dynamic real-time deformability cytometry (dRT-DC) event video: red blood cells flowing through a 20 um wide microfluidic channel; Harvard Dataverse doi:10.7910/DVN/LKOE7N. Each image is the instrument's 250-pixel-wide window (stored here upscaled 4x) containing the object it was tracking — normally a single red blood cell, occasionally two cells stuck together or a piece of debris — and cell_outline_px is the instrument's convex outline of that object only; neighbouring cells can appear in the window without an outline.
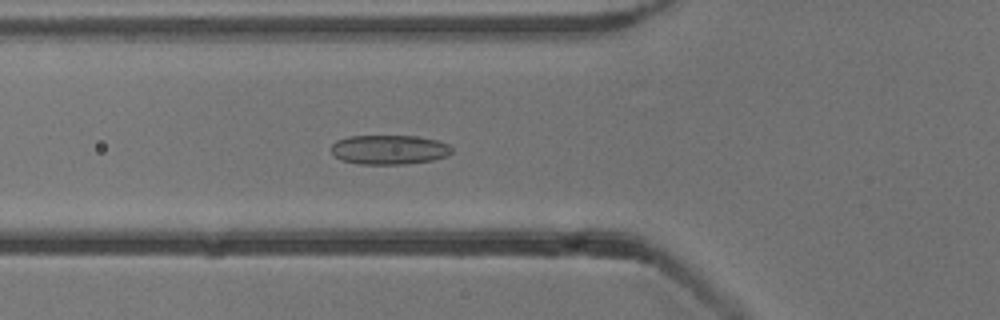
{"species": "common noctule bat (a hibernating species)", "species_latin": "Nyctalus noctula", "temperature_condition": "cold", "stored_images_in_passage": 53, "camera_frame_rate_fps": 3000, "um_per_image_px": 0.085, "animal": {"sex": "male", "body_mass_g": 13.3}, "frame": {"image": 1, "passage_image": 19, "time_ms": 6.0, "image_size_px": [1000, 320], "cell_outline_px": [[452, 152], [448, 156], [432, 160], [404, 164], [360, 164], [344, 160], [336, 156], [332, 152], [332, 144], [336, 140], [348, 136], [416, 136], [436, 140], [448, 144], [452, 148]], "centroid_in_image_um": [33.1, 12.71], "position_along_channel_um": 92.7, "area_um2": 20.58}}
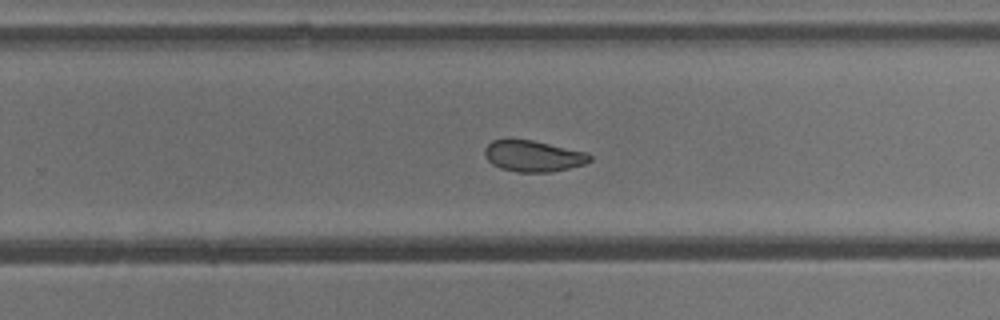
{"frame": {"image": 2, "passage_image": 34, "time_ms": 11.0, "image_size_px": [1000, 320], "cell_outline_px": [[592, 160], [584, 164], [552, 172], [516, 172], [500, 168], [492, 164], [488, 160], [484, 152], [484, 148], [492, 140], [532, 140], [588, 152], [592, 156]], "centroid_in_image_um": [45.34, 13.27], "position_along_channel_um": 284.5, "area_um2": 19.07}}
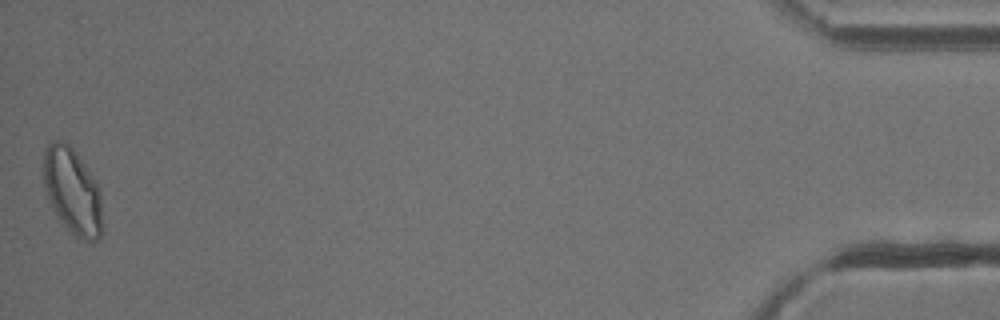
{"frame": {"image": 3, "passage_image": 53, "time_ms": 17.333, "image_size_px": [1000, 320], "cell_outline_px": [[104, 232], [96, 240], [84, 240], [72, 232], [56, 216], [48, 200], [44, 184], [44, 148], [48, 140], [60, 140], [68, 144], [76, 152], [100, 188], [104, 224]], "centroid_in_image_um": [6.18, 16.25], "position_along_channel_um": 429.0, "area_um2": 29.88}, "authors_computed_cell_mechanics": {"area_um2": 21.5594, "velocity_mm_per_s": 3.8307, "shape_relaxation_time_tau1_ms": 5.6845, "shape_relaxation_time_tau2_ms": 2.9037, "deformation_change_tau1": 0.1054, "deformation_change_tau2": 0.0742}}